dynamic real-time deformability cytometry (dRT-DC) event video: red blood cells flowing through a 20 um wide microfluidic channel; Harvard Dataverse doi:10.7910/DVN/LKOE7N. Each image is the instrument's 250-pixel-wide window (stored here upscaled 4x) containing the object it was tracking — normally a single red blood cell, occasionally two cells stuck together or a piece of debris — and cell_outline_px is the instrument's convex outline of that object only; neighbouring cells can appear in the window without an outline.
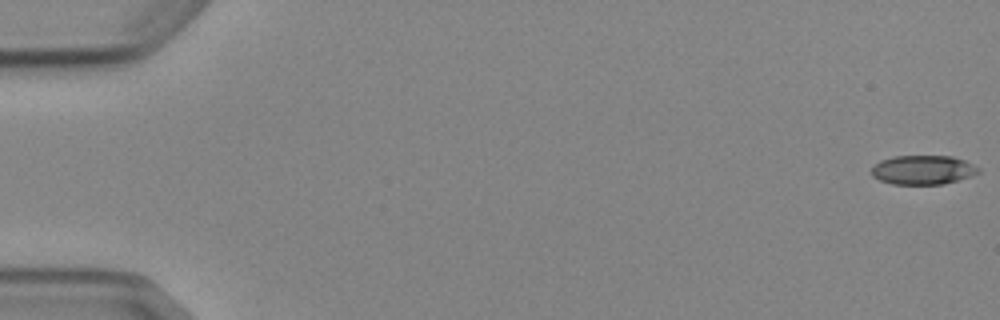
{"species": "Egyptian fruit bat (a non-hibernating species)", "species_latin": "Rousettus aegyptiacus", "temperature_condition": "cold", "stored_images_in_passage": 8, "camera_frame_rate_fps": 3000, "um_per_image_px": 0.085, "animal": {"sex": "female"}, "frame": {"image": 1, "passage_image": 1, "time_ms": 0.0, "image_size_px": [1000, 320], "cell_outline_px": [[980, 172], [944, 184], [892, 184], [880, 180], [872, 176], [872, 168], [880, 160], [892, 156], [952, 156], [964, 160], [980, 168]], "centroid_in_image_um": [78.43, 14.43], "position_along_channel_um": 6.6, "area_um2": 18.03}}
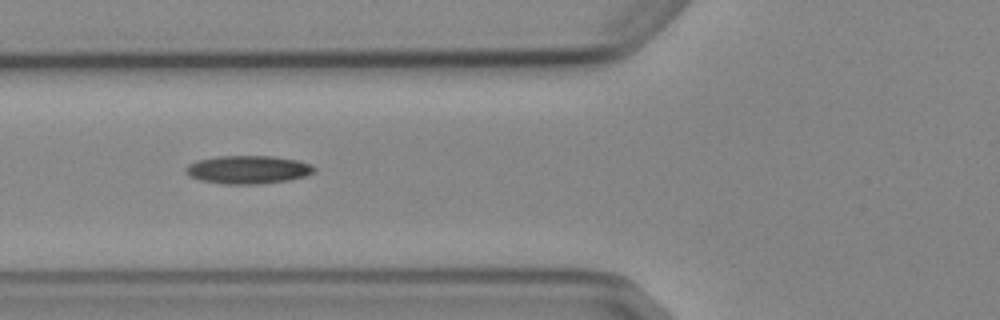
{"frame": {"image": 2, "passage_image": 6, "time_ms": 6.667, "image_size_px": [1000, 320], "cell_outline_px": [[316, 168], [312, 172], [304, 176], [288, 180], [260, 184], [224, 184], [200, 180], [188, 176], [184, 172], [184, 168], [188, 164], [196, 160], [216, 156], [272, 156], [296, 160], [312, 164]], "centroid_in_image_um": [21.02, 14.41], "position_along_channel_um": 104.8, "area_um2": 21.21}}
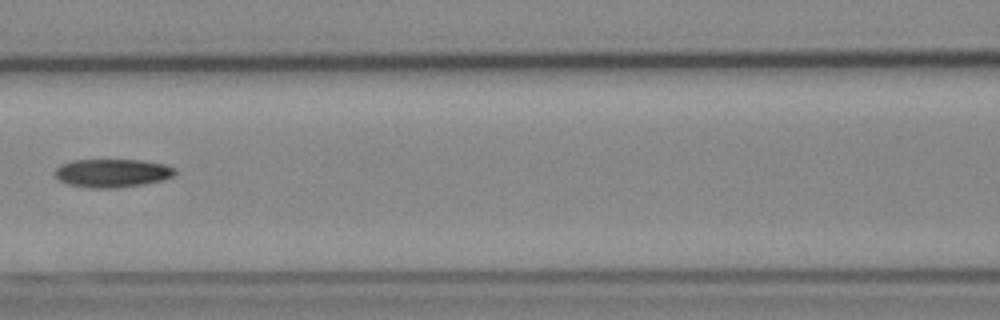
{"frame": {"image": 3, "passage_image": 7, "time_ms": 8.0, "image_size_px": [1000, 320], "cell_outline_px": [[176, 172], [172, 176], [164, 180], [144, 184], [116, 188], [88, 188], [68, 184], [56, 180], [56, 168], [60, 164], [72, 160], [140, 160], [164, 164], [176, 168]], "centroid_in_image_um": [9.53, 14.71], "position_along_channel_um": 157.1, "area_um2": 20.0}}